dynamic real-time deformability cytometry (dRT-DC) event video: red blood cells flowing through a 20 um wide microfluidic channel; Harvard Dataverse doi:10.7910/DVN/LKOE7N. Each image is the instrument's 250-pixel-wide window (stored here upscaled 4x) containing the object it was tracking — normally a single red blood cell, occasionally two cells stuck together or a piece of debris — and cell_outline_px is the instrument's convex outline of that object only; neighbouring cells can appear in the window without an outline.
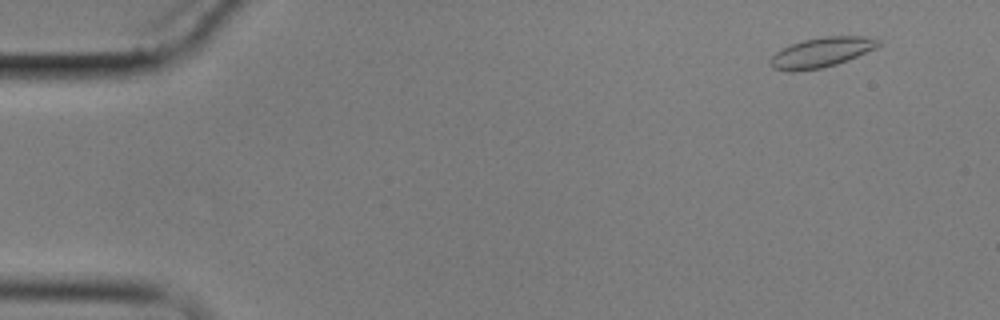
{"species": "common noctule bat (a hibernating species)", "species_latin": "Nyctalus noctula", "temperature_condition": "cold", "stored_images_in_passage": 8, "camera_frame_rate_fps": 3000, "um_per_image_px": 0.085, "animal": {"sex": "male", "body_mass_g": 17.9}, "frame": {"image": 1, "passage_image": 1, "time_ms": 0.0, "image_size_px": [1000, 320], "cell_outline_px": [[880, 44], [876, 48], [848, 60], [836, 64], [820, 68], [792, 72], [772, 68], [768, 64], [768, 60], [776, 52], [792, 44], [804, 40], [824, 36], [864, 36], [880, 40]], "centroid_in_image_um": [69.8, 4.46], "position_along_channel_um": 15.2, "area_um2": 18.73}}
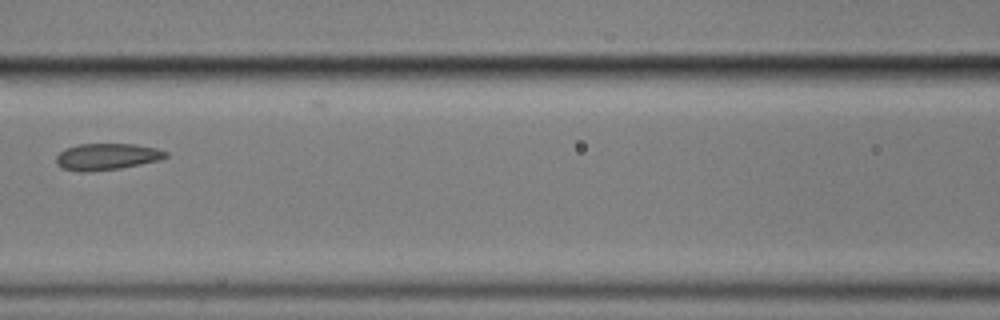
{"frame": {"image": 2, "passage_image": 6, "time_ms": 7.333, "image_size_px": [1000, 320], "cell_outline_px": [[168, 156], [160, 160], [120, 168], [92, 172], [80, 172], [60, 168], [56, 164], [56, 156], [60, 152], [68, 148], [80, 144], [136, 144], [156, 148], [168, 152]], "centroid_in_image_um": [9.07, 13.33], "position_along_channel_um": 157.5, "area_um2": 17.05}}
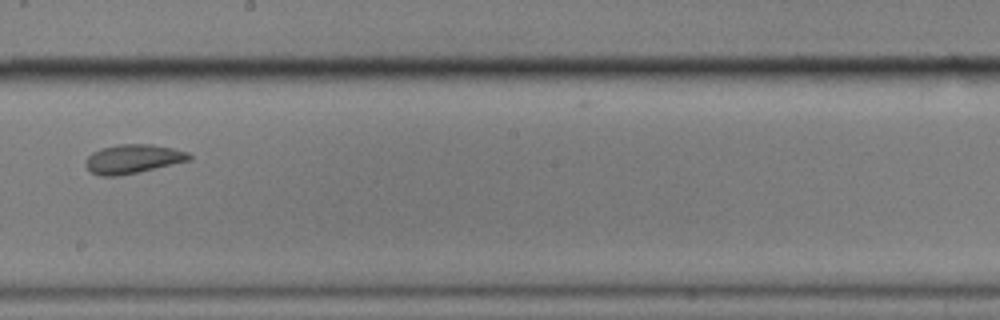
{"frame": {"image": 3, "passage_image": 8, "time_ms": 9.667, "image_size_px": [1000, 320], "cell_outline_px": [[192, 160], [140, 172], [116, 176], [100, 176], [92, 172], [84, 164], [88, 156], [92, 152], [100, 148], [120, 144], [152, 144], [172, 148], [188, 152], [192, 156]], "centroid_in_image_um": [11.32, 13.51], "position_along_channel_um": 236.9, "area_um2": 17.63}}